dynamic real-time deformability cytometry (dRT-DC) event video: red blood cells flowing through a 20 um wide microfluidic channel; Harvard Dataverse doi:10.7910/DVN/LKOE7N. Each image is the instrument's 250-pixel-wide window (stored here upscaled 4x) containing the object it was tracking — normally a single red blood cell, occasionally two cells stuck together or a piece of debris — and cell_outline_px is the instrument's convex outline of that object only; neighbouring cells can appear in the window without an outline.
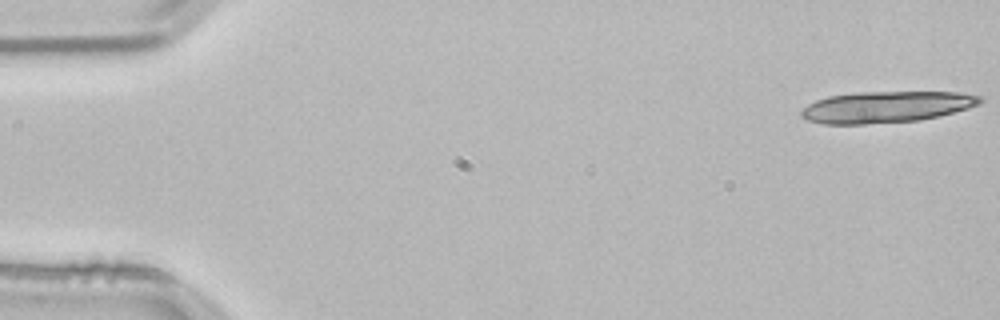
{"species": "common noctule bat (a hibernating species)", "species_latin": "Nyctalus noctula", "temperature_condition": "room temperature", "stored_images_in_passage": 18, "camera_frame_rate_fps": 3000, "um_per_image_px": 0.085, "animal": {"sex": "male", "body_mass_g": 21.5, "forearm_length_mm": 52.0}, "frame": {"image": 1, "passage_image": 1, "time_ms": 0.0, "image_size_px": [1000, 320], "cell_outline_px": [[984, 100], [980, 104], [968, 108], [920, 120], [864, 124], [824, 124], [804, 120], [800, 116], [800, 112], [808, 104], [816, 100], [828, 96], [856, 92], [960, 92], [984, 96]], "centroid_in_image_um": [75.32, 9.08], "position_along_channel_um": 9.7, "area_um2": 32.83}}